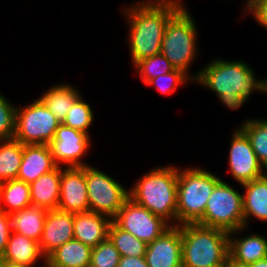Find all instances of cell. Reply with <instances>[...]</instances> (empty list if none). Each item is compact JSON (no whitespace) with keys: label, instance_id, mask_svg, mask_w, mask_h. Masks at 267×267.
<instances>
[{"label":"cell","instance_id":"1","mask_svg":"<svg viewBox=\"0 0 267 267\" xmlns=\"http://www.w3.org/2000/svg\"><path fill=\"white\" fill-rule=\"evenodd\" d=\"M184 5L182 0H142L123 8L133 66L139 60L160 54L167 23Z\"/></svg>","mask_w":267,"mask_h":267},{"label":"cell","instance_id":"2","mask_svg":"<svg viewBox=\"0 0 267 267\" xmlns=\"http://www.w3.org/2000/svg\"><path fill=\"white\" fill-rule=\"evenodd\" d=\"M264 78L257 79L251 65L240 60L213 59L199 72L192 74V80L217 95L228 109L237 110L248 102L254 92H262Z\"/></svg>","mask_w":267,"mask_h":267},{"label":"cell","instance_id":"3","mask_svg":"<svg viewBox=\"0 0 267 267\" xmlns=\"http://www.w3.org/2000/svg\"><path fill=\"white\" fill-rule=\"evenodd\" d=\"M137 181L129 189V198L171 226H177L178 168L155 167Z\"/></svg>","mask_w":267,"mask_h":267},{"label":"cell","instance_id":"4","mask_svg":"<svg viewBox=\"0 0 267 267\" xmlns=\"http://www.w3.org/2000/svg\"><path fill=\"white\" fill-rule=\"evenodd\" d=\"M182 267H226L229 233L199 224H182Z\"/></svg>","mask_w":267,"mask_h":267},{"label":"cell","instance_id":"5","mask_svg":"<svg viewBox=\"0 0 267 267\" xmlns=\"http://www.w3.org/2000/svg\"><path fill=\"white\" fill-rule=\"evenodd\" d=\"M220 180L203 168H178L177 226L197 224L203 218L208 199Z\"/></svg>","mask_w":267,"mask_h":267},{"label":"cell","instance_id":"6","mask_svg":"<svg viewBox=\"0 0 267 267\" xmlns=\"http://www.w3.org/2000/svg\"><path fill=\"white\" fill-rule=\"evenodd\" d=\"M197 26L185 5L168 21L161 41L160 53L175 68L182 70L191 79L190 65L198 56Z\"/></svg>","mask_w":267,"mask_h":267},{"label":"cell","instance_id":"7","mask_svg":"<svg viewBox=\"0 0 267 267\" xmlns=\"http://www.w3.org/2000/svg\"><path fill=\"white\" fill-rule=\"evenodd\" d=\"M197 224L228 233L244 227L242 194L221 179L215 185L203 218Z\"/></svg>","mask_w":267,"mask_h":267},{"label":"cell","instance_id":"8","mask_svg":"<svg viewBox=\"0 0 267 267\" xmlns=\"http://www.w3.org/2000/svg\"><path fill=\"white\" fill-rule=\"evenodd\" d=\"M61 122L38 98L24 107L16 109L14 137L22 144H47L54 139Z\"/></svg>","mask_w":267,"mask_h":267},{"label":"cell","instance_id":"9","mask_svg":"<svg viewBox=\"0 0 267 267\" xmlns=\"http://www.w3.org/2000/svg\"><path fill=\"white\" fill-rule=\"evenodd\" d=\"M86 184L89 210L106 215L113 220L124 202L129 198V190L105 172L86 166Z\"/></svg>","mask_w":267,"mask_h":267},{"label":"cell","instance_id":"10","mask_svg":"<svg viewBox=\"0 0 267 267\" xmlns=\"http://www.w3.org/2000/svg\"><path fill=\"white\" fill-rule=\"evenodd\" d=\"M122 230L149 244L160 237L171 225L162 217L128 198L112 220Z\"/></svg>","mask_w":267,"mask_h":267},{"label":"cell","instance_id":"11","mask_svg":"<svg viewBox=\"0 0 267 267\" xmlns=\"http://www.w3.org/2000/svg\"><path fill=\"white\" fill-rule=\"evenodd\" d=\"M90 136L86 133L69 128L61 123L55 132L54 139L49 143L53 160L58 167H84L82 158L87 155L91 145Z\"/></svg>","mask_w":267,"mask_h":267},{"label":"cell","instance_id":"12","mask_svg":"<svg viewBox=\"0 0 267 267\" xmlns=\"http://www.w3.org/2000/svg\"><path fill=\"white\" fill-rule=\"evenodd\" d=\"M229 167L233 178L241 185L266 174L247 136L238 128L232 132Z\"/></svg>","mask_w":267,"mask_h":267},{"label":"cell","instance_id":"13","mask_svg":"<svg viewBox=\"0 0 267 267\" xmlns=\"http://www.w3.org/2000/svg\"><path fill=\"white\" fill-rule=\"evenodd\" d=\"M58 209L72 213L89 211L86 166L61 168Z\"/></svg>","mask_w":267,"mask_h":267},{"label":"cell","instance_id":"14","mask_svg":"<svg viewBox=\"0 0 267 267\" xmlns=\"http://www.w3.org/2000/svg\"><path fill=\"white\" fill-rule=\"evenodd\" d=\"M145 259L148 267H182L181 225L171 226L147 244Z\"/></svg>","mask_w":267,"mask_h":267},{"label":"cell","instance_id":"15","mask_svg":"<svg viewBox=\"0 0 267 267\" xmlns=\"http://www.w3.org/2000/svg\"><path fill=\"white\" fill-rule=\"evenodd\" d=\"M74 213L60 209L48 210L39 247L47 257L55 249L74 239Z\"/></svg>","mask_w":267,"mask_h":267},{"label":"cell","instance_id":"16","mask_svg":"<svg viewBox=\"0 0 267 267\" xmlns=\"http://www.w3.org/2000/svg\"><path fill=\"white\" fill-rule=\"evenodd\" d=\"M56 167L49 145L25 144L17 179L31 184Z\"/></svg>","mask_w":267,"mask_h":267},{"label":"cell","instance_id":"17","mask_svg":"<svg viewBox=\"0 0 267 267\" xmlns=\"http://www.w3.org/2000/svg\"><path fill=\"white\" fill-rule=\"evenodd\" d=\"M247 227H241L229 233V260L240 264H252L267 257V237L252 234L235 238Z\"/></svg>","mask_w":267,"mask_h":267},{"label":"cell","instance_id":"18","mask_svg":"<svg viewBox=\"0 0 267 267\" xmlns=\"http://www.w3.org/2000/svg\"><path fill=\"white\" fill-rule=\"evenodd\" d=\"M112 220L92 211L74 213V239L90 247H96L108 238Z\"/></svg>","mask_w":267,"mask_h":267},{"label":"cell","instance_id":"19","mask_svg":"<svg viewBox=\"0 0 267 267\" xmlns=\"http://www.w3.org/2000/svg\"><path fill=\"white\" fill-rule=\"evenodd\" d=\"M241 186L245 190L242 194L244 226H248L252 217L267 222V173Z\"/></svg>","mask_w":267,"mask_h":267},{"label":"cell","instance_id":"20","mask_svg":"<svg viewBox=\"0 0 267 267\" xmlns=\"http://www.w3.org/2000/svg\"><path fill=\"white\" fill-rule=\"evenodd\" d=\"M61 167L43 174L30 184L31 204L46 210L58 208L60 200Z\"/></svg>","mask_w":267,"mask_h":267},{"label":"cell","instance_id":"21","mask_svg":"<svg viewBox=\"0 0 267 267\" xmlns=\"http://www.w3.org/2000/svg\"><path fill=\"white\" fill-rule=\"evenodd\" d=\"M2 257L5 262L27 267L36 266L40 258L42 261L46 258L40 250L39 242L13 231Z\"/></svg>","mask_w":267,"mask_h":267},{"label":"cell","instance_id":"22","mask_svg":"<svg viewBox=\"0 0 267 267\" xmlns=\"http://www.w3.org/2000/svg\"><path fill=\"white\" fill-rule=\"evenodd\" d=\"M47 212L48 210L42 207L30 205L20 211L10 213L12 231L39 242Z\"/></svg>","mask_w":267,"mask_h":267},{"label":"cell","instance_id":"23","mask_svg":"<svg viewBox=\"0 0 267 267\" xmlns=\"http://www.w3.org/2000/svg\"><path fill=\"white\" fill-rule=\"evenodd\" d=\"M92 247L72 239L50 253L46 259L54 267H90Z\"/></svg>","mask_w":267,"mask_h":267},{"label":"cell","instance_id":"24","mask_svg":"<svg viewBox=\"0 0 267 267\" xmlns=\"http://www.w3.org/2000/svg\"><path fill=\"white\" fill-rule=\"evenodd\" d=\"M80 96V92L74 86L60 83L46 90L39 99L62 123L67 116L68 110Z\"/></svg>","mask_w":267,"mask_h":267},{"label":"cell","instance_id":"25","mask_svg":"<svg viewBox=\"0 0 267 267\" xmlns=\"http://www.w3.org/2000/svg\"><path fill=\"white\" fill-rule=\"evenodd\" d=\"M30 205V184L19 179L0 183V210L10 214Z\"/></svg>","mask_w":267,"mask_h":267},{"label":"cell","instance_id":"26","mask_svg":"<svg viewBox=\"0 0 267 267\" xmlns=\"http://www.w3.org/2000/svg\"><path fill=\"white\" fill-rule=\"evenodd\" d=\"M24 144L15 138L0 140V183L17 179Z\"/></svg>","mask_w":267,"mask_h":267},{"label":"cell","instance_id":"27","mask_svg":"<svg viewBox=\"0 0 267 267\" xmlns=\"http://www.w3.org/2000/svg\"><path fill=\"white\" fill-rule=\"evenodd\" d=\"M238 128L247 136L259 162L267 170V119L247 118Z\"/></svg>","mask_w":267,"mask_h":267},{"label":"cell","instance_id":"28","mask_svg":"<svg viewBox=\"0 0 267 267\" xmlns=\"http://www.w3.org/2000/svg\"><path fill=\"white\" fill-rule=\"evenodd\" d=\"M108 238L121 257H145L147 244L137 239L132 233L119 228L113 221L108 229Z\"/></svg>","mask_w":267,"mask_h":267},{"label":"cell","instance_id":"29","mask_svg":"<svg viewBox=\"0 0 267 267\" xmlns=\"http://www.w3.org/2000/svg\"><path fill=\"white\" fill-rule=\"evenodd\" d=\"M93 114L91 105L85 102L81 95L68 110L67 116L62 123L69 128L84 132L90 136L88 129L94 120Z\"/></svg>","mask_w":267,"mask_h":267},{"label":"cell","instance_id":"30","mask_svg":"<svg viewBox=\"0 0 267 267\" xmlns=\"http://www.w3.org/2000/svg\"><path fill=\"white\" fill-rule=\"evenodd\" d=\"M134 67L144 84L175 69L161 53L139 60Z\"/></svg>","mask_w":267,"mask_h":267},{"label":"cell","instance_id":"31","mask_svg":"<svg viewBox=\"0 0 267 267\" xmlns=\"http://www.w3.org/2000/svg\"><path fill=\"white\" fill-rule=\"evenodd\" d=\"M120 257L114 244L107 238L92 248L90 267H118Z\"/></svg>","mask_w":267,"mask_h":267},{"label":"cell","instance_id":"32","mask_svg":"<svg viewBox=\"0 0 267 267\" xmlns=\"http://www.w3.org/2000/svg\"><path fill=\"white\" fill-rule=\"evenodd\" d=\"M193 80L182 70L174 69L170 73L151 79L146 85L154 86L162 94H173L179 86Z\"/></svg>","mask_w":267,"mask_h":267},{"label":"cell","instance_id":"33","mask_svg":"<svg viewBox=\"0 0 267 267\" xmlns=\"http://www.w3.org/2000/svg\"><path fill=\"white\" fill-rule=\"evenodd\" d=\"M16 109V105L0 93V140L14 137Z\"/></svg>","mask_w":267,"mask_h":267},{"label":"cell","instance_id":"34","mask_svg":"<svg viewBox=\"0 0 267 267\" xmlns=\"http://www.w3.org/2000/svg\"><path fill=\"white\" fill-rule=\"evenodd\" d=\"M11 232L9 214L0 210V256L4 254Z\"/></svg>","mask_w":267,"mask_h":267},{"label":"cell","instance_id":"35","mask_svg":"<svg viewBox=\"0 0 267 267\" xmlns=\"http://www.w3.org/2000/svg\"><path fill=\"white\" fill-rule=\"evenodd\" d=\"M246 13L252 14L254 20L267 29V0L255 3Z\"/></svg>","mask_w":267,"mask_h":267},{"label":"cell","instance_id":"36","mask_svg":"<svg viewBox=\"0 0 267 267\" xmlns=\"http://www.w3.org/2000/svg\"><path fill=\"white\" fill-rule=\"evenodd\" d=\"M118 267H148L145 257H120Z\"/></svg>","mask_w":267,"mask_h":267},{"label":"cell","instance_id":"37","mask_svg":"<svg viewBox=\"0 0 267 267\" xmlns=\"http://www.w3.org/2000/svg\"><path fill=\"white\" fill-rule=\"evenodd\" d=\"M226 267H257V261L255 263H252V264L249 265V264L235 263V262L230 261L228 259Z\"/></svg>","mask_w":267,"mask_h":267},{"label":"cell","instance_id":"38","mask_svg":"<svg viewBox=\"0 0 267 267\" xmlns=\"http://www.w3.org/2000/svg\"><path fill=\"white\" fill-rule=\"evenodd\" d=\"M260 1H263V0H246L245 7L243 9L245 11V14L255 3L260 2Z\"/></svg>","mask_w":267,"mask_h":267},{"label":"cell","instance_id":"39","mask_svg":"<svg viewBox=\"0 0 267 267\" xmlns=\"http://www.w3.org/2000/svg\"><path fill=\"white\" fill-rule=\"evenodd\" d=\"M257 267H267V257L257 261Z\"/></svg>","mask_w":267,"mask_h":267},{"label":"cell","instance_id":"40","mask_svg":"<svg viewBox=\"0 0 267 267\" xmlns=\"http://www.w3.org/2000/svg\"><path fill=\"white\" fill-rule=\"evenodd\" d=\"M4 267H27V266L12 264L4 261Z\"/></svg>","mask_w":267,"mask_h":267},{"label":"cell","instance_id":"41","mask_svg":"<svg viewBox=\"0 0 267 267\" xmlns=\"http://www.w3.org/2000/svg\"><path fill=\"white\" fill-rule=\"evenodd\" d=\"M42 262H44V264L40 267H54L46 258ZM32 267H37V265Z\"/></svg>","mask_w":267,"mask_h":267},{"label":"cell","instance_id":"42","mask_svg":"<svg viewBox=\"0 0 267 267\" xmlns=\"http://www.w3.org/2000/svg\"><path fill=\"white\" fill-rule=\"evenodd\" d=\"M263 80H264L263 93L267 94V78Z\"/></svg>","mask_w":267,"mask_h":267},{"label":"cell","instance_id":"43","mask_svg":"<svg viewBox=\"0 0 267 267\" xmlns=\"http://www.w3.org/2000/svg\"><path fill=\"white\" fill-rule=\"evenodd\" d=\"M0 267H4V259L0 256Z\"/></svg>","mask_w":267,"mask_h":267}]
</instances>
